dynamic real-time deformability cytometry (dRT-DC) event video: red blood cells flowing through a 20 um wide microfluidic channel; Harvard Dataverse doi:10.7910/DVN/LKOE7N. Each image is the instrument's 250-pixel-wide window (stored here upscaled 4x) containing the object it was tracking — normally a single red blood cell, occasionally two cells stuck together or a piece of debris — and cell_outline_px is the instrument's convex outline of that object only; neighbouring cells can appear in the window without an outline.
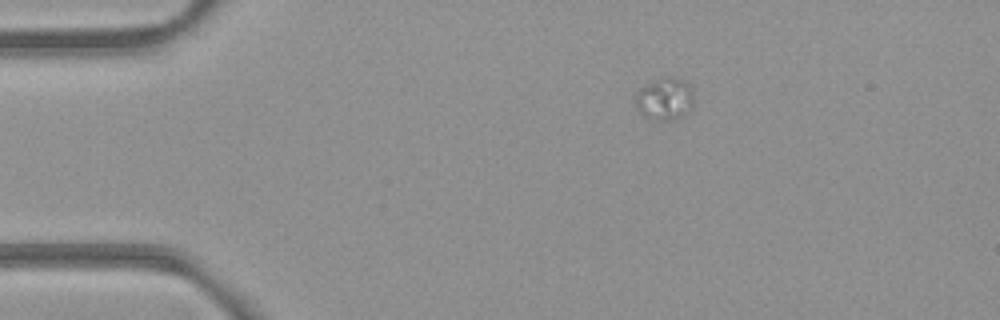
{"species": "common noctule bat (a hibernating species)", "species_latin": "Nyctalus noctula", "temperature_condition": "room temperature", "stored_images_in_passage": 44, "camera_frame_rate_fps": 3000, "um_per_image_px": 0.085, "animal": {"sex": "female", "body_mass_g": 21.9}, "frame": {"image": 1, "passage_image": 1, "time_ms": 0.0, "image_size_px": [1000, 320], "cell_outline_px": [[692, 104], [676, 120], [652, 120], [644, 116], [640, 112], [636, 104], [636, 92], [644, 84], [668, 76], [672, 76], [684, 80], [688, 84], [692, 92]], "centroid_in_image_um": [56.46, 8.39], "position_along_channel_um": 28.5, "area_um2": 14.16}}
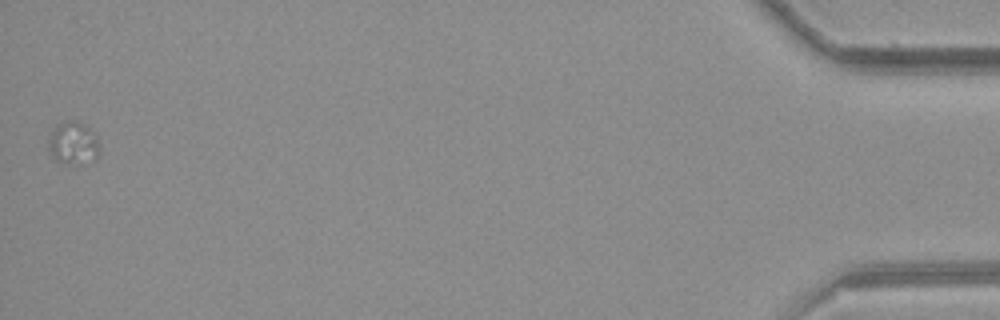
{"frame": {"image": 2, "passage_image": 44, "time_ms": 14.333, "image_size_px": [1000, 320], "cell_outline_px": [[100, 152], [92, 160], [80, 164], [56, 160], [48, 148], [48, 140], [56, 124], [68, 120], [72, 120], [84, 124], [96, 132]], "centroid_in_image_um": [6.25, 12.12], "position_along_channel_um": 429.0, "area_um2": 12.6}}